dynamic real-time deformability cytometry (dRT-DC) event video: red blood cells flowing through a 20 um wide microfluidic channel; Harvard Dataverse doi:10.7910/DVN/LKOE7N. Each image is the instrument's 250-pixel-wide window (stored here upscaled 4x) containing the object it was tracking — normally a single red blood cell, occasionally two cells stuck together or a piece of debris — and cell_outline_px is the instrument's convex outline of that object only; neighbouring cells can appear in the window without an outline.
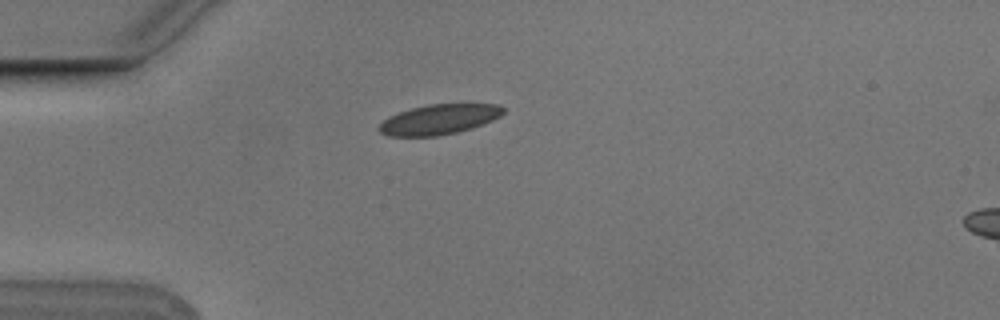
{"species": "Egyptian fruit bat (a non-hibernating species)", "species_latin": "Rousettus aegyptiacus", "temperature_condition": "cold", "stored_images_in_passage": 3, "camera_frame_rate_fps": 3000, "um_per_image_px": 0.085, "animal": {"sex": "male"}, "frame": {"image": 1, "passage_image": 3, "time_ms": 0.667, "image_size_px": [1000, 320], "cell_outline_px": [[504, 112], [500, 116], [492, 120], [472, 128], [456, 132], [436, 136], [388, 136], [380, 132], [376, 128], [388, 116], [412, 108], [428, 104], [496, 104], [504, 108]], "centroid_in_image_um": [37.29, 10.15], "position_along_channel_um": 47.7, "area_um2": 21.62}}